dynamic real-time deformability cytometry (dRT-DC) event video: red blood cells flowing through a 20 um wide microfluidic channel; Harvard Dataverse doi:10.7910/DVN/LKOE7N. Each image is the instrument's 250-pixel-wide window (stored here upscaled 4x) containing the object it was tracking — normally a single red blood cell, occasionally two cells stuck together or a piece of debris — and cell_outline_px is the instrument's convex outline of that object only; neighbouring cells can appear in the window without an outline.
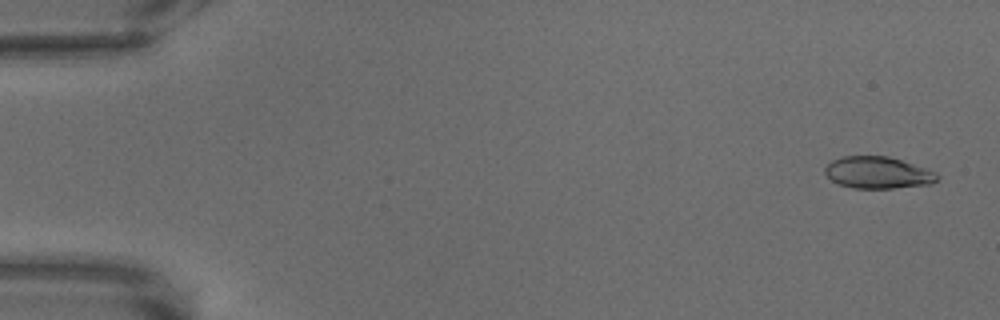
{"species": "common noctule bat (a hibernating species)", "species_latin": "Nyctalus noctula", "temperature_condition": "warm", "stored_images_in_passage": 69, "camera_frame_rate_fps": 3000, "um_per_image_px": 0.085, "animal": {"sex": "male", "body_mass_g": 18.8}, "frame": {"image": 1, "passage_image": 3, "time_ms": 0.667, "image_size_px": [1000, 320], "cell_outline_px": [[940, 176], [932, 184], [892, 188], [852, 188], [840, 184], [832, 180], [824, 172], [824, 168], [832, 160], [844, 156], [888, 156], [936, 172]], "centroid_in_image_um": [74.61, 14.68], "position_along_channel_um": 10.4, "area_um2": 20.63}}
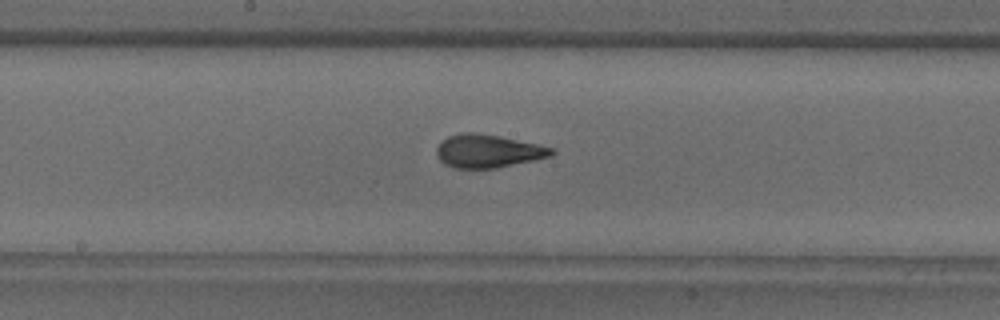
{"frame": {"image": 2, "passage_image": 37, "time_ms": 12.0, "image_size_px": [1000, 320], "cell_outline_px": [[556, 152], [552, 156], [496, 168], [456, 168], [444, 164], [436, 156], [436, 148], [440, 140], [448, 136], [464, 132], [476, 132], [500, 136], [556, 148]], "centroid_in_image_um": [41.47, 12.83], "position_along_channel_um": 206.7, "area_um2": 22.43}}
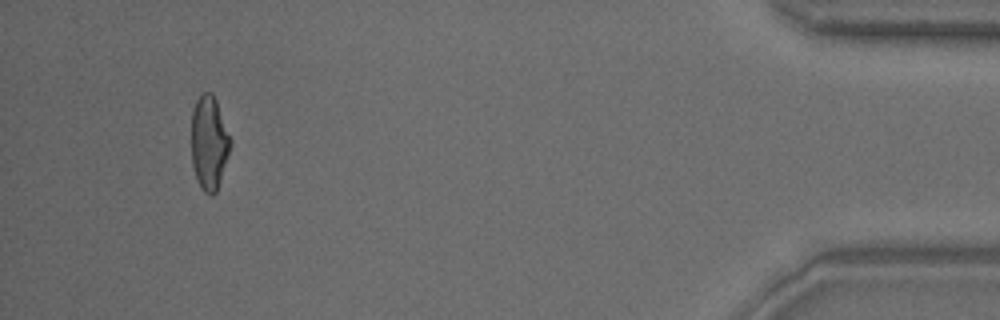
{"frame": {"image": 3, "passage_image": 65, "time_ms": 21.333, "image_size_px": [1000, 320], "cell_outline_px": [[232, 144], [216, 192], [212, 196], [204, 192], [200, 188], [196, 180], [192, 164], [192, 112], [196, 100], [200, 92], [212, 92], [216, 100], [232, 140]], "centroid_in_image_um": [17.77, 12.13], "position_along_channel_um": 417.4, "area_um2": 21.56}}